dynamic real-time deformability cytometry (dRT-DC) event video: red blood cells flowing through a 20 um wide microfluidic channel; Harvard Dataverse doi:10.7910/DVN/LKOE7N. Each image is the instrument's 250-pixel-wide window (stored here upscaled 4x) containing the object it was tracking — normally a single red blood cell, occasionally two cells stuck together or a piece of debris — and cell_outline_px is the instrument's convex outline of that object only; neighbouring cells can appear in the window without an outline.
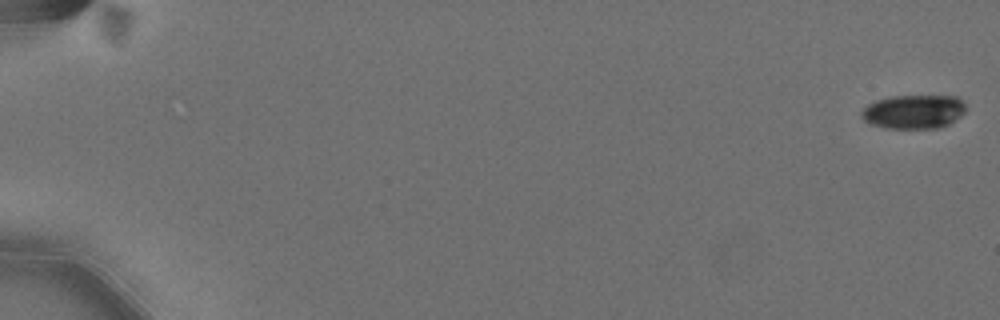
{"species": "Egyptian fruit bat (a non-hibernating species)", "species_latin": "Rousettus aegyptiacus", "temperature_condition": "cold", "stored_images_in_passage": 8, "camera_frame_rate_fps": 3000, "um_per_image_px": 0.085, "animal": {"sex": "female"}, "frame": {"image": 1, "passage_image": 1, "time_ms": 0.0, "image_size_px": [1000, 320], "cell_outline_px": [[964, 112], [960, 116], [948, 124], [936, 128], [884, 128], [872, 124], [864, 120], [860, 116], [860, 112], [868, 104], [876, 100], [892, 96], [956, 96], [964, 104]], "centroid_in_image_um": [77.62, 9.49], "position_along_channel_um": 7.4, "area_um2": 20.46}}